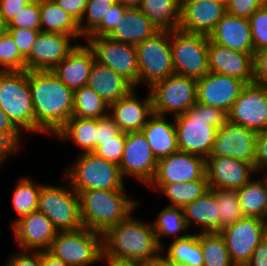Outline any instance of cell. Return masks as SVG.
<instances>
[{"label": "cell", "mask_w": 267, "mask_h": 266, "mask_svg": "<svg viewBox=\"0 0 267 266\" xmlns=\"http://www.w3.org/2000/svg\"><path fill=\"white\" fill-rule=\"evenodd\" d=\"M228 253L235 266H246L259 243L267 236L265 220L244 217L233 225L220 230Z\"/></svg>", "instance_id": "obj_13"}, {"label": "cell", "mask_w": 267, "mask_h": 266, "mask_svg": "<svg viewBox=\"0 0 267 266\" xmlns=\"http://www.w3.org/2000/svg\"><path fill=\"white\" fill-rule=\"evenodd\" d=\"M253 82L267 87V48L254 52Z\"/></svg>", "instance_id": "obj_51"}, {"label": "cell", "mask_w": 267, "mask_h": 266, "mask_svg": "<svg viewBox=\"0 0 267 266\" xmlns=\"http://www.w3.org/2000/svg\"><path fill=\"white\" fill-rule=\"evenodd\" d=\"M156 235L158 244L164 246L161 242V235H177L180 231H185L188 226L184 217L183 208L167 206L158 215L156 220L151 223Z\"/></svg>", "instance_id": "obj_41"}, {"label": "cell", "mask_w": 267, "mask_h": 266, "mask_svg": "<svg viewBox=\"0 0 267 266\" xmlns=\"http://www.w3.org/2000/svg\"><path fill=\"white\" fill-rule=\"evenodd\" d=\"M94 59L111 68L134 88L139 84V67L135 45L112 40L106 36L86 37Z\"/></svg>", "instance_id": "obj_12"}, {"label": "cell", "mask_w": 267, "mask_h": 266, "mask_svg": "<svg viewBox=\"0 0 267 266\" xmlns=\"http://www.w3.org/2000/svg\"><path fill=\"white\" fill-rule=\"evenodd\" d=\"M267 177L250 180L237 190L238 200L245 217L265 220L267 217Z\"/></svg>", "instance_id": "obj_33"}, {"label": "cell", "mask_w": 267, "mask_h": 266, "mask_svg": "<svg viewBox=\"0 0 267 266\" xmlns=\"http://www.w3.org/2000/svg\"><path fill=\"white\" fill-rule=\"evenodd\" d=\"M218 209L215 196L209 190L183 208L187 226L194 220L197 226H202V233L219 232Z\"/></svg>", "instance_id": "obj_31"}, {"label": "cell", "mask_w": 267, "mask_h": 266, "mask_svg": "<svg viewBox=\"0 0 267 266\" xmlns=\"http://www.w3.org/2000/svg\"><path fill=\"white\" fill-rule=\"evenodd\" d=\"M153 113L166 116L184 114L197 103V80L179 74H171L156 82L149 89Z\"/></svg>", "instance_id": "obj_11"}, {"label": "cell", "mask_w": 267, "mask_h": 266, "mask_svg": "<svg viewBox=\"0 0 267 266\" xmlns=\"http://www.w3.org/2000/svg\"><path fill=\"white\" fill-rule=\"evenodd\" d=\"M134 90L135 88L118 101L109 105L108 115L114 120L120 130L125 133L141 131L149 117L153 114L150 91L142 102L141 100L139 101Z\"/></svg>", "instance_id": "obj_23"}, {"label": "cell", "mask_w": 267, "mask_h": 266, "mask_svg": "<svg viewBox=\"0 0 267 266\" xmlns=\"http://www.w3.org/2000/svg\"><path fill=\"white\" fill-rule=\"evenodd\" d=\"M41 31L22 29V28H8V33L12 36L13 41L17 45L20 55L26 59L32 49L38 34Z\"/></svg>", "instance_id": "obj_47"}, {"label": "cell", "mask_w": 267, "mask_h": 266, "mask_svg": "<svg viewBox=\"0 0 267 266\" xmlns=\"http://www.w3.org/2000/svg\"><path fill=\"white\" fill-rule=\"evenodd\" d=\"M246 266H267V236L254 250L251 259Z\"/></svg>", "instance_id": "obj_57"}, {"label": "cell", "mask_w": 267, "mask_h": 266, "mask_svg": "<svg viewBox=\"0 0 267 266\" xmlns=\"http://www.w3.org/2000/svg\"><path fill=\"white\" fill-rule=\"evenodd\" d=\"M248 19L254 52L267 48V6L257 9Z\"/></svg>", "instance_id": "obj_44"}, {"label": "cell", "mask_w": 267, "mask_h": 266, "mask_svg": "<svg viewBox=\"0 0 267 266\" xmlns=\"http://www.w3.org/2000/svg\"><path fill=\"white\" fill-rule=\"evenodd\" d=\"M267 168V128L257 132L255 144V161L254 169L259 172L261 169ZM260 169V170H259Z\"/></svg>", "instance_id": "obj_53"}, {"label": "cell", "mask_w": 267, "mask_h": 266, "mask_svg": "<svg viewBox=\"0 0 267 266\" xmlns=\"http://www.w3.org/2000/svg\"><path fill=\"white\" fill-rule=\"evenodd\" d=\"M57 232L50 219L38 210L13 224L16 243L26 251H47Z\"/></svg>", "instance_id": "obj_22"}, {"label": "cell", "mask_w": 267, "mask_h": 266, "mask_svg": "<svg viewBox=\"0 0 267 266\" xmlns=\"http://www.w3.org/2000/svg\"><path fill=\"white\" fill-rule=\"evenodd\" d=\"M0 108L13 126L35 132V115L28 71H0Z\"/></svg>", "instance_id": "obj_5"}, {"label": "cell", "mask_w": 267, "mask_h": 266, "mask_svg": "<svg viewBox=\"0 0 267 266\" xmlns=\"http://www.w3.org/2000/svg\"><path fill=\"white\" fill-rule=\"evenodd\" d=\"M20 133L0 131V165L9 154L16 152L20 146Z\"/></svg>", "instance_id": "obj_54"}, {"label": "cell", "mask_w": 267, "mask_h": 266, "mask_svg": "<svg viewBox=\"0 0 267 266\" xmlns=\"http://www.w3.org/2000/svg\"><path fill=\"white\" fill-rule=\"evenodd\" d=\"M207 180L205 158L178 151L158 160L157 169L149 186L157 191L164 184Z\"/></svg>", "instance_id": "obj_14"}, {"label": "cell", "mask_w": 267, "mask_h": 266, "mask_svg": "<svg viewBox=\"0 0 267 266\" xmlns=\"http://www.w3.org/2000/svg\"><path fill=\"white\" fill-rule=\"evenodd\" d=\"M206 178L210 189L238 190L256 173L251 164L230 157H207Z\"/></svg>", "instance_id": "obj_21"}, {"label": "cell", "mask_w": 267, "mask_h": 266, "mask_svg": "<svg viewBox=\"0 0 267 266\" xmlns=\"http://www.w3.org/2000/svg\"><path fill=\"white\" fill-rule=\"evenodd\" d=\"M141 131L157 160L179 151L175 124L169 123L166 116L153 113Z\"/></svg>", "instance_id": "obj_29"}, {"label": "cell", "mask_w": 267, "mask_h": 266, "mask_svg": "<svg viewBox=\"0 0 267 266\" xmlns=\"http://www.w3.org/2000/svg\"><path fill=\"white\" fill-rule=\"evenodd\" d=\"M217 1H222V2H225V3L227 2V0H217Z\"/></svg>", "instance_id": "obj_64"}, {"label": "cell", "mask_w": 267, "mask_h": 266, "mask_svg": "<svg viewBox=\"0 0 267 266\" xmlns=\"http://www.w3.org/2000/svg\"><path fill=\"white\" fill-rule=\"evenodd\" d=\"M107 140H126V133L120 130L109 115L97 119L96 148L101 145V141Z\"/></svg>", "instance_id": "obj_46"}, {"label": "cell", "mask_w": 267, "mask_h": 266, "mask_svg": "<svg viewBox=\"0 0 267 266\" xmlns=\"http://www.w3.org/2000/svg\"><path fill=\"white\" fill-rule=\"evenodd\" d=\"M30 180V178L23 177L14 188L12 203L15 212L18 214V218L14 221V224L37 210L41 186L43 184H34V182Z\"/></svg>", "instance_id": "obj_39"}, {"label": "cell", "mask_w": 267, "mask_h": 266, "mask_svg": "<svg viewBox=\"0 0 267 266\" xmlns=\"http://www.w3.org/2000/svg\"><path fill=\"white\" fill-rule=\"evenodd\" d=\"M132 217L130 214L103 235L105 257L146 262L160 255L163 247L158 244L152 224Z\"/></svg>", "instance_id": "obj_2"}, {"label": "cell", "mask_w": 267, "mask_h": 266, "mask_svg": "<svg viewBox=\"0 0 267 266\" xmlns=\"http://www.w3.org/2000/svg\"><path fill=\"white\" fill-rule=\"evenodd\" d=\"M245 85L236 77L209 72L197 80V103L228 113Z\"/></svg>", "instance_id": "obj_19"}, {"label": "cell", "mask_w": 267, "mask_h": 266, "mask_svg": "<svg viewBox=\"0 0 267 266\" xmlns=\"http://www.w3.org/2000/svg\"><path fill=\"white\" fill-rule=\"evenodd\" d=\"M253 55L222 47L209 40L210 72L236 77L246 84L253 83Z\"/></svg>", "instance_id": "obj_24"}, {"label": "cell", "mask_w": 267, "mask_h": 266, "mask_svg": "<svg viewBox=\"0 0 267 266\" xmlns=\"http://www.w3.org/2000/svg\"><path fill=\"white\" fill-rule=\"evenodd\" d=\"M0 66L1 72L25 70V59L8 32L0 36Z\"/></svg>", "instance_id": "obj_43"}, {"label": "cell", "mask_w": 267, "mask_h": 266, "mask_svg": "<svg viewBox=\"0 0 267 266\" xmlns=\"http://www.w3.org/2000/svg\"><path fill=\"white\" fill-rule=\"evenodd\" d=\"M8 32V23L0 12V36Z\"/></svg>", "instance_id": "obj_63"}, {"label": "cell", "mask_w": 267, "mask_h": 266, "mask_svg": "<svg viewBox=\"0 0 267 266\" xmlns=\"http://www.w3.org/2000/svg\"><path fill=\"white\" fill-rule=\"evenodd\" d=\"M97 119L71 117L56 134L60 139L73 140L81 147L82 153L94 152L96 149Z\"/></svg>", "instance_id": "obj_35"}, {"label": "cell", "mask_w": 267, "mask_h": 266, "mask_svg": "<svg viewBox=\"0 0 267 266\" xmlns=\"http://www.w3.org/2000/svg\"><path fill=\"white\" fill-rule=\"evenodd\" d=\"M158 160L142 131L126 132L123 156L119 164L121 176L128 175L149 185L153 180Z\"/></svg>", "instance_id": "obj_16"}, {"label": "cell", "mask_w": 267, "mask_h": 266, "mask_svg": "<svg viewBox=\"0 0 267 266\" xmlns=\"http://www.w3.org/2000/svg\"><path fill=\"white\" fill-rule=\"evenodd\" d=\"M177 145L181 152L210 156L217 130L227 121L222 109L196 103L184 114L174 117Z\"/></svg>", "instance_id": "obj_3"}, {"label": "cell", "mask_w": 267, "mask_h": 266, "mask_svg": "<svg viewBox=\"0 0 267 266\" xmlns=\"http://www.w3.org/2000/svg\"><path fill=\"white\" fill-rule=\"evenodd\" d=\"M208 180L164 184L159 190L171 201L168 206L184 208L209 191Z\"/></svg>", "instance_id": "obj_37"}, {"label": "cell", "mask_w": 267, "mask_h": 266, "mask_svg": "<svg viewBox=\"0 0 267 266\" xmlns=\"http://www.w3.org/2000/svg\"><path fill=\"white\" fill-rule=\"evenodd\" d=\"M109 105L90 87L74 91L73 117L100 119L108 116Z\"/></svg>", "instance_id": "obj_36"}, {"label": "cell", "mask_w": 267, "mask_h": 266, "mask_svg": "<svg viewBox=\"0 0 267 266\" xmlns=\"http://www.w3.org/2000/svg\"><path fill=\"white\" fill-rule=\"evenodd\" d=\"M140 82L148 83V88L156 82L174 74L170 31L159 30L152 37L135 45Z\"/></svg>", "instance_id": "obj_10"}, {"label": "cell", "mask_w": 267, "mask_h": 266, "mask_svg": "<svg viewBox=\"0 0 267 266\" xmlns=\"http://www.w3.org/2000/svg\"><path fill=\"white\" fill-rule=\"evenodd\" d=\"M125 141L126 140L101 141V145L94 150V153L119 166L123 156Z\"/></svg>", "instance_id": "obj_48"}, {"label": "cell", "mask_w": 267, "mask_h": 266, "mask_svg": "<svg viewBox=\"0 0 267 266\" xmlns=\"http://www.w3.org/2000/svg\"><path fill=\"white\" fill-rule=\"evenodd\" d=\"M158 31L159 29L138 8H128L106 37L137 45Z\"/></svg>", "instance_id": "obj_27"}, {"label": "cell", "mask_w": 267, "mask_h": 266, "mask_svg": "<svg viewBox=\"0 0 267 266\" xmlns=\"http://www.w3.org/2000/svg\"><path fill=\"white\" fill-rule=\"evenodd\" d=\"M76 192L79 194L83 227L101 235L126 219L138 205V202L128 198L125 190Z\"/></svg>", "instance_id": "obj_4"}, {"label": "cell", "mask_w": 267, "mask_h": 266, "mask_svg": "<svg viewBox=\"0 0 267 266\" xmlns=\"http://www.w3.org/2000/svg\"><path fill=\"white\" fill-rule=\"evenodd\" d=\"M226 14V3L217 0H183L180 9V30L209 36Z\"/></svg>", "instance_id": "obj_20"}, {"label": "cell", "mask_w": 267, "mask_h": 266, "mask_svg": "<svg viewBox=\"0 0 267 266\" xmlns=\"http://www.w3.org/2000/svg\"><path fill=\"white\" fill-rule=\"evenodd\" d=\"M80 154L65 171L69 185L75 191L126 190L118 165L94 152Z\"/></svg>", "instance_id": "obj_6"}, {"label": "cell", "mask_w": 267, "mask_h": 266, "mask_svg": "<svg viewBox=\"0 0 267 266\" xmlns=\"http://www.w3.org/2000/svg\"><path fill=\"white\" fill-rule=\"evenodd\" d=\"M39 7L41 32L82 37L78 22L54 0H39Z\"/></svg>", "instance_id": "obj_30"}, {"label": "cell", "mask_w": 267, "mask_h": 266, "mask_svg": "<svg viewBox=\"0 0 267 266\" xmlns=\"http://www.w3.org/2000/svg\"><path fill=\"white\" fill-rule=\"evenodd\" d=\"M227 120L260 132L267 128V87L246 84L227 113Z\"/></svg>", "instance_id": "obj_15"}, {"label": "cell", "mask_w": 267, "mask_h": 266, "mask_svg": "<svg viewBox=\"0 0 267 266\" xmlns=\"http://www.w3.org/2000/svg\"><path fill=\"white\" fill-rule=\"evenodd\" d=\"M159 30L179 28L181 2L179 0H140L137 7Z\"/></svg>", "instance_id": "obj_32"}, {"label": "cell", "mask_w": 267, "mask_h": 266, "mask_svg": "<svg viewBox=\"0 0 267 266\" xmlns=\"http://www.w3.org/2000/svg\"><path fill=\"white\" fill-rule=\"evenodd\" d=\"M35 132L57 134L72 117L74 91L52 71H28Z\"/></svg>", "instance_id": "obj_1"}, {"label": "cell", "mask_w": 267, "mask_h": 266, "mask_svg": "<svg viewBox=\"0 0 267 266\" xmlns=\"http://www.w3.org/2000/svg\"><path fill=\"white\" fill-rule=\"evenodd\" d=\"M42 264L43 266H70L64 261L53 257L47 251H42Z\"/></svg>", "instance_id": "obj_59"}, {"label": "cell", "mask_w": 267, "mask_h": 266, "mask_svg": "<svg viewBox=\"0 0 267 266\" xmlns=\"http://www.w3.org/2000/svg\"><path fill=\"white\" fill-rule=\"evenodd\" d=\"M199 242L203 253V266H235L220 232H200Z\"/></svg>", "instance_id": "obj_38"}, {"label": "cell", "mask_w": 267, "mask_h": 266, "mask_svg": "<svg viewBox=\"0 0 267 266\" xmlns=\"http://www.w3.org/2000/svg\"><path fill=\"white\" fill-rule=\"evenodd\" d=\"M29 253L28 250H20L19 253L17 252L7 260L6 266H43L42 251H30Z\"/></svg>", "instance_id": "obj_52"}, {"label": "cell", "mask_w": 267, "mask_h": 266, "mask_svg": "<svg viewBox=\"0 0 267 266\" xmlns=\"http://www.w3.org/2000/svg\"><path fill=\"white\" fill-rule=\"evenodd\" d=\"M94 55L88 45L77 44L68 56L52 72L70 89L86 86L94 62Z\"/></svg>", "instance_id": "obj_26"}, {"label": "cell", "mask_w": 267, "mask_h": 266, "mask_svg": "<svg viewBox=\"0 0 267 266\" xmlns=\"http://www.w3.org/2000/svg\"><path fill=\"white\" fill-rule=\"evenodd\" d=\"M102 259L107 260V266H143V262L140 261L117 260L114 258L105 257L104 255L102 256Z\"/></svg>", "instance_id": "obj_60"}, {"label": "cell", "mask_w": 267, "mask_h": 266, "mask_svg": "<svg viewBox=\"0 0 267 266\" xmlns=\"http://www.w3.org/2000/svg\"><path fill=\"white\" fill-rule=\"evenodd\" d=\"M87 86L92 88L108 105L118 101L134 87L111 68L94 60Z\"/></svg>", "instance_id": "obj_28"}, {"label": "cell", "mask_w": 267, "mask_h": 266, "mask_svg": "<svg viewBox=\"0 0 267 266\" xmlns=\"http://www.w3.org/2000/svg\"><path fill=\"white\" fill-rule=\"evenodd\" d=\"M0 131L7 133H20L9 121L8 116L0 108Z\"/></svg>", "instance_id": "obj_58"}, {"label": "cell", "mask_w": 267, "mask_h": 266, "mask_svg": "<svg viewBox=\"0 0 267 266\" xmlns=\"http://www.w3.org/2000/svg\"><path fill=\"white\" fill-rule=\"evenodd\" d=\"M74 36L40 32L29 56L25 59L26 71H52L76 47L70 40Z\"/></svg>", "instance_id": "obj_18"}, {"label": "cell", "mask_w": 267, "mask_h": 266, "mask_svg": "<svg viewBox=\"0 0 267 266\" xmlns=\"http://www.w3.org/2000/svg\"><path fill=\"white\" fill-rule=\"evenodd\" d=\"M63 10L68 12L78 23L83 18L87 0H54Z\"/></svg>", "instance_id": "obj_56"}, {"label": "cell", "mask_w": 267, "mask_h": 266, "mask_svg": "<svg viewBox=\"0 0 267 266\" xmlns=\"http://www.w3.org/2000/svg\"><path fill=\"white\" fill-rule=\"evenodd\" d=\"M37 210L50 219L58 231H75L83 228L79 194L71 185L67 189L43 184Z\"/></svg>", "instance_id": "obj_9"}, {"label": "cell", "mask_w": 267, "mask_h": 266, "mask_svg": "<svg viewBox=\"0 0 267 266\" xmlns=\"http://www.w3.org/2000/svg\"><path fill=\"white\" fill-rule=\"evenodd\" d=\"M114 4L115 0H87L83 18L78 23L80 33L84 38L89 36L100 25ZM85 15L86 18L84 19ZM84 20L86 21L85 23Z\"/></svg>", "instance_id": "obj_42"}, {"label": "cell", "mask_w": 267, "mask_h": 266, "mask_svg": "<svg viewBox=\"0 0 267 266\" xmlns=\"http://www.w3.org/2000/svg\"><path fill=\"white\" fill-rule=\"evenodd\" d=\"M209 40L231 50L254 53L248 18L226 13L209 34Z\"/></svg>", "instance_id": "obj_25"}, {"label": "cell", "mask_w": 267, "mask_h": 266, "mask_svg": "<svg viewBox=\"0 0 267 266\" xmlns=\"http://www.w3.org/2000/svg\"><path fill=\"white\" fill-rule=\"evenodd\" d=\"M215 196L218 215H219V232L223 228L233 225L240 219H243V215L238 195L236 190L229 189H209Z\"/></svg>", "instance_id": "obj_40"}, {"label": "cell", "mask_w": 267, "mask_h": 266, "mask_svg": "<svg viewBox=\"0 0 267 266\" xmlns=\"http://www.w3.org/2000/svg\"><path fill=\"white\" fill-rule=\"evenodd\" d=\"M265 5V0H227L226 13L249 18L257 9Z\"/></svg>", "instance_id": "obj_50"}, {"label": "cell", "mask_w": 267, "mask_h": 266, "mask_svg": "<svg viewBox=\"0 0 267 266\" xmlns=\"http://www.w3.org/2000/svg\"><path fill=\"white\" fill-rule=\"evenodd\" d=\"M8 28H22L41 31L39 0H33L8 24Z\"/></svg>", "instance_id": "obj_45"}, {"label": "cell", "mask_w": 267, "mask_h": 266, "mask_svg": "<svg viewBox=\"0 0 267 266\" xmlns=\"http://www.w3.org/2000/svg\"><path fill=\"white\" fill-rule=\"evenodd\" d=\"M47 252L70 266H89L102 259L103 235L84 227L58 231Z\"/></svg>", "instance_id": "obj_7"}, {"label": "cell", "mask_w": 267, "mask_h": 266, "mask_svg": "<svg viewBox=\"0 0 267 266\" xmlns=\"http://www.w3.org/2000/svg\"><path fill=\"white\" fill-rule=\"evenodd\" d=\"M165 257L176 266H203L204 259L199 234H183L175 237Z\"/></svg>", "instance_id": "obj_34"}, {"label": "cell", "mask_w": 267, "mask_h": 266, "mask_svg": "<svg viewBox=\"0 0 267 266\" xmlns=\"http://www.w3.org/2000/svg\"><path fill=\"white\" fill-rule=\"evenodd\" d=\"M143 266H176L173 262L168 260L165 255H159L156 258L143 262Z\"/></svg>", "instance_id": "obj_61"}, {"label": "cell", "mask_w": 267, "mask_h": 266, "mask_svg": "<svg viewBox=\"0 0 267 266\" xmlns=\"http://www.w3.org/2000/svg\"><path fill=\"white\" fill-rule=\"evenodd\" d=\"M140 0H115V3L122 4L127 8H137Z\"/></svg>", "instance_id": "obj_62"}, {"label": "cell", "mask_w": 267, "mask_h": 266, "mask_svg": "<svg viewBox=\"0 0 267 266\" xmlns=\"http://www.w3.org/2000/svg\"><path fill=\"white\" fill-rule=\"evenodd\" d=\"M128 8L122 4L115 3L107 15L103 18L100 25L87 37H101L106 36L118 23L120 17L123 16Z\"/></svg>", "instance_id": "obj_49"}, {"label": "cell", "mask_w": 267, "mask_h": 266, "mask_svg": "<svg viewBox=\"0 0 267 266\" xmlns=\"http://www.w3.org/2000/svg\"><path fill=\"white\" fill-rule=\"evenodd\" d=\"M33 0H0V12L9 24Z\"/></svg>", "instance_id": "obj_55"}, {"label": "cell", "mask_w": 267, "mask_h": 266, "mask_svg": "<svg viewBox=\"0 0 267 266\" xmlns=\"http://www.w3.org/2000/svg\"><path fill=\"white\" fill-rule=\"evenodd\" d=\"M170 44L175 74L198 80L210 72L207 35L176 29L170 31Z\"/></svg>", "instance_id": "obj_8"}, {"label": "cell", "mask_w": 267, "mask_h": 266, "mask_svg": "<svg viewBox=\"0 0 267 266\" xmlns=\"http://www.w3.org/2000/svg\"><path fill=\"white\" fill-rule=\"evenodd\" d=\"M257 132L239 124L226 121L217 130L213 149L209 157L236 158L254 167Z\"/></svg>", "instance_id": "obj_17"}]
</instances>
